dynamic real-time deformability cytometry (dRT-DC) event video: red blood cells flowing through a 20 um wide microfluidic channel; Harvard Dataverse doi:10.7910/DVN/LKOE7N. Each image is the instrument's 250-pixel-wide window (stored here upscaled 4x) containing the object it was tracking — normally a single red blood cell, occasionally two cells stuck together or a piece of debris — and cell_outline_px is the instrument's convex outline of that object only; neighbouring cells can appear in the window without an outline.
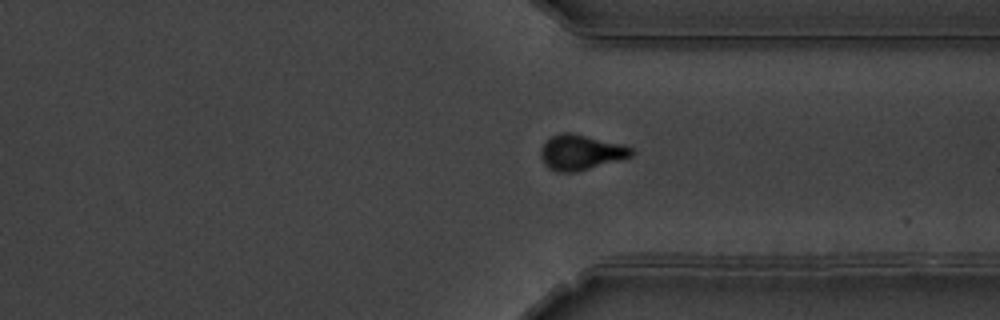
{"species": "common noctule bat (a hibernating species)", "species_latin": "Nyctalus noctula", "temperature_condition": "warm", "stored_images_in_passage": 39, "camera_frame_rate_fps": 3000, "um_per_image_px": 0.085, "animal": {"sex": "male", "body_mass_g": 19.5, "forearm_length_mm": 54.6}, "frame": {"image": 1, "passage_image": 25, "time_ms": 8.0, "image_size_px": [1000, 320], "cell_outline_px": [[632, 156], [576, 172], [556, 172], [548, 168], [544, 164], [540, 156], [540, 148], [552, 136], [560, 132], [572, 132], [624, 144], [632, 148]], "centroid_in_image_um": [49.34, 12.94], "position_along_channel_um": 362.1, "area_um2": 18.67}}
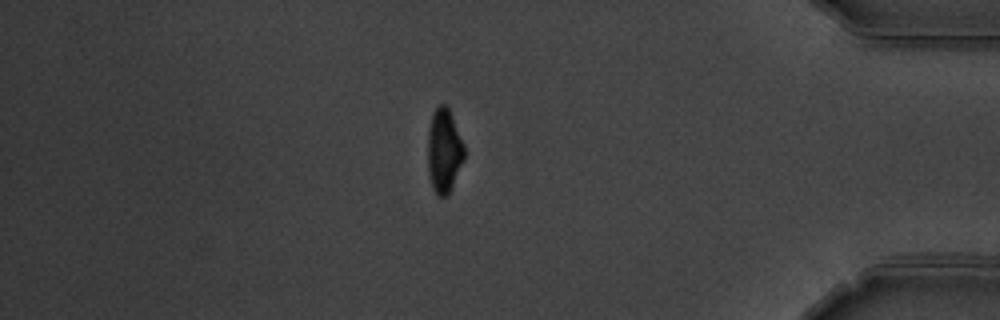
{"frame": {"image": 2, "passage_image": 31, "time_ms": 10.0, "image_size_px": [1000, 320], "cell_outline_px": [[464, 160], [448, 196], [436, 196], [432, 188], [428, 172], [428, 132], [432, 112], [440, 104], [444, 104], [448, 108], [452, 116], [464, 144]], "centroid_in_image_um": [37.74, 12.84], "position_along_channel_um": 397.5, "area_um2": 17.98}}
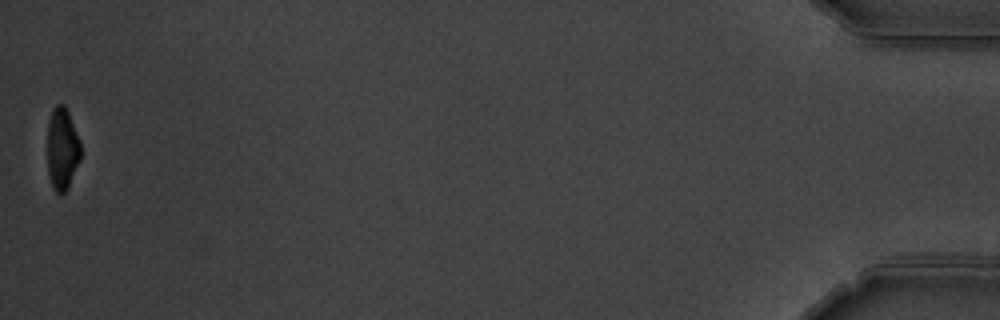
{"frame": {"image": 3, "passage_image": 39, "time_ms": 12.667, "image_size_px": [1000, 320], "cell_outline_px": [[80, 160], [68, 188], [64, 192], [56, 192], [52, 188], [48, 172], [48, 120], [52, 108], [56, 104], [64, 104], [68, 112], [80, 140]], "centroid_in_image_um": [5.28, 12.63], "position_along_channel_um": 429.9, "area_um2": 15.95}}